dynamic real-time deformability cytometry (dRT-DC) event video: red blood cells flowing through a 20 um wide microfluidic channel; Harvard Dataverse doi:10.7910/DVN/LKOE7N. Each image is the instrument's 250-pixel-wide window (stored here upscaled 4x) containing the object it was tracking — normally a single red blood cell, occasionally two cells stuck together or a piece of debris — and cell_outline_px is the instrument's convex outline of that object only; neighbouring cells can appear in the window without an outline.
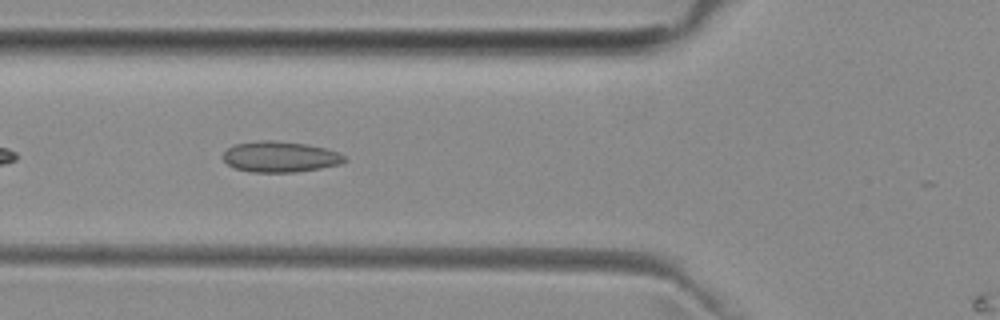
{"species": "common noctule bat (a hibernating species)", "species_latin": "Nyctalus noctula", "temperature_condition": "room temperature", "stored_images_in_passage": 6, "camera_frame_rate_fps": 3000, "um_per_image_px": 0.085, "animal": {"sex": "female", "body_mass_g": 29.2, "forearm_length_mm": 56.3}, "frame": {"image": 1, "passage_image": 4, "time_ms": 3.333, "image_size_px": [1000, 320], "cell_outline_px": [[348, 160], [340, 164], [320, 168], [296, 172], [248, 172], [236, 168], [228, 164], [224, 160], [224, 152], [228, 148], [236, 144], [260, 140], [272, 140], [304, 144], [324, 148], [340, 152]], "centroid_in_image_um": [23.83, 13.33], "position_along_channel_um": 102.0, "area_um2": 21.68}}
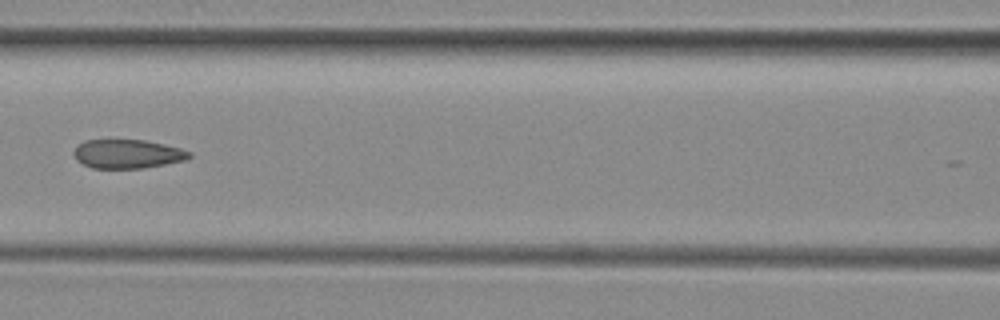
{"frame": {"image": 2, "passage_image": 5, "time_ms": 4.667, "image_size_px": [1000, 320], "cell_outline_px": [[192, 156], [188, 160], [140, 168], [92, 168], [76, 160], [72, 152], [76, 144], [84, 140], [144, 140], [164, 144], [180, 148], [192, 152]], "centroid_in_image_um": [10.82, 13.07], "position_along_channel_um": 155.8, "area_um2": 19.59}}
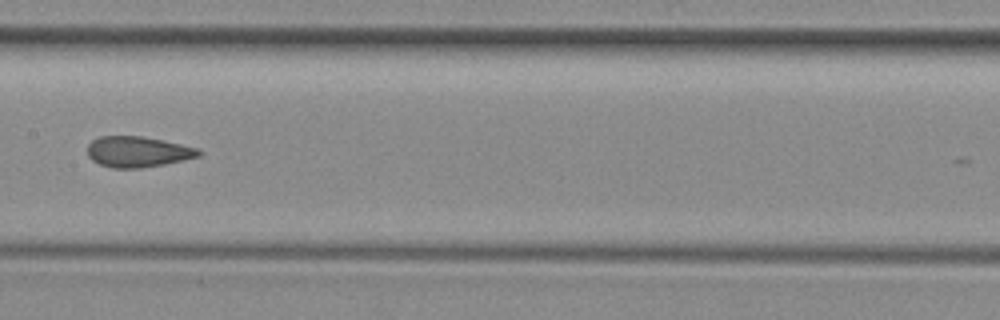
{"frame": {"image": 3, "passage_image": 6, "time_ms": 5.667, "image_size_px": [1000, 320], "cell_outline_px": [[204, 152], [200, 156], [164, 164], [140, 168], [112, 168], [100, 164], [92, 160], [88, 156], [88, 144], [92, 140], [100, 136], [144, 136], [200, 148]], "centroid_in_image_um": [11.74, 12.89], "position_along_channel_um": 195.7, "area_um2": 20.06}}